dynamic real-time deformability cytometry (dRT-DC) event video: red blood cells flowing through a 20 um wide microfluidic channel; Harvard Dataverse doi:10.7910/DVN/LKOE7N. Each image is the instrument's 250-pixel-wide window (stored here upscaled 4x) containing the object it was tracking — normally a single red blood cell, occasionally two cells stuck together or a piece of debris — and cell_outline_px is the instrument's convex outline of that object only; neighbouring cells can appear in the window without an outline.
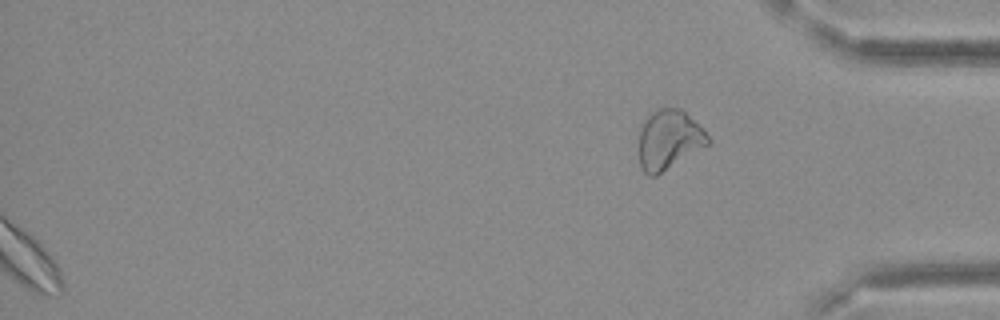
{"species": "Egyptian fruit bat (a non-hibernating species)", "species_latin": "Rousettus aegyptiacus", "temperature_condition": "cold", "stored_images_in_passage": 36, "segment_of_instrument_passage": [2, 2], "camera_frame_rate_fps": 3000, "um_per_image_px": 0.085, "frame": {"image": 1, "passage_image": 36, "time_ms": 11.667, "image_size_px": [1000, 320], "cell_outline_px": [[712, 140], [708, 144], [656, 176], [648, 176], [644, 172], [640, 164], [640, 128], [644, 120], [652, 112], [660, 108], [680, 108], [700, 124], [704, 128]], "centroid_in_image_um": [56.88, 11.86], "position_along_channel_um": 378.3, "area_um2": 23.87}}